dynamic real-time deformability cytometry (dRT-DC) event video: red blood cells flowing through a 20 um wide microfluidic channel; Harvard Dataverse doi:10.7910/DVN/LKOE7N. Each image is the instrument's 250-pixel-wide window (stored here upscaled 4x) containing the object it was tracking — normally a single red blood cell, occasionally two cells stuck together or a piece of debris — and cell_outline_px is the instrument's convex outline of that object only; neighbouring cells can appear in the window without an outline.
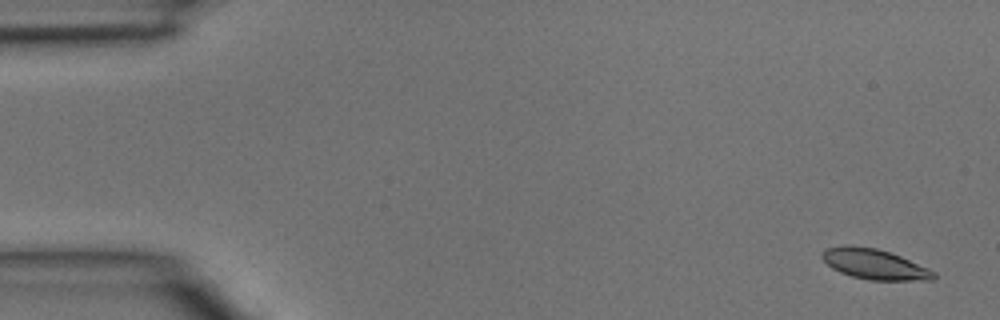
{"species": "common noctule bat (a hibernating species)", "species_latin": "Nyctalus noctula", "temperature_condition": "room temperature", "stored_images_in_passage": 3, "camera_frame_rate_fps": 3000, "um_per_image_px": 0.085, "animal": {"sex": "male", "body_mass_g": 15.6}, "frame": {"image": 1, "passage_image": 1, "time_ms": 0.0, "image_size_px": [1000, 320], "cell_outline_px": [[936, 276], [932, 280], [868, 280], [852, 276], [840, 272], [832, 268], [820, 256], [820, 252], [828, 248], [848, 244], [876, 248], [892, 252], [928, 268], [936, 272]], "centroid_in_image_um": [74.33, 22.44], "position_along_channel_um": 10.7, "area_um2": 19.83}}